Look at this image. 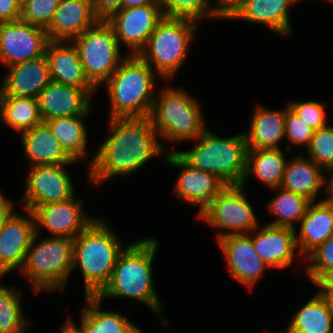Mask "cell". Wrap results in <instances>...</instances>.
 I'll list each match as a JSON object with an SVG mask.
<instances>
[{"label": "cell", "mask_w": 333, "mask_h": 333, "mask_svg": "<svg viewBox=\"0 0 333 333\" xmlns=\"http://www.w3.org/2000/svg\"><path fill=\"white\" fill-rule=\"evenodd\" d=\"M107 139L92 151L88 175L91 185L140 170L155 157L164 158V150L149 117L109 118Z\"/></svg>", "instance_id": "1"}, {"label": "cell", "mask_w": 333, "mask_h": 333, "mask_svg": "<svg viewBox=\"0 0 333 333\" xmlns=\"http://www.w3.org/2000/svg\"><path fill=\"white\" fill-rule=\"evenodd\" d=\"M157 238L146 237L127 244L119 254L111 278L96 296L103 299L127 298L145 304L172 331L153 279V262L159 248Z\"/></svg>", "instance_id": "2"}, {"label": "cell", "mask_w": 333, "mask_h": 333, "mask_svg": "<svg viewBox=\"0 0 333 333\" xmlns=\"http://www.w3.org/2000/svg\"><path fill=\"white\" fill-rule=\"evenodd\" d=\"M117 231L97 217L73 240V271L78 267L84 297H96L108 284L119 254L125 249Z\"/></svg>", "instance_id": "3"}, {"label": "cell", "mask_w": 333, "mask_h": 333, "mask_svg": "<svg viewBox=\"0 0 333 333\" xmlns=\"http://www.w3.org/2000/svg\"><path fill=\"white\" fill-rule=\"evenodd\" d=\"M159 76L138 55H126L103 84L110 101L109 118L149 117Z\"/></svg>", "instance_id": "4"}, {"label": "cell", "mask_w": 333, "mask_h": 333, "mask_svg": "<svg viewBox=\"0 0 333 333\" xmlns=\"http://www.w3.org/2000/svg\"><path fill=\"white\" fill-rule=\"evenodd\" d=\"M164 84L157 89L159 94L156 93L149 118L165 150L163 140L169 143L193 142L207 129V125L200 101L185 88Z\"/></svg>", "instance_id": "5"}, {"label": "cell", "mask_w": 333, "mask_h": 333, "mask_svg": "<svg viewBox=\"0 0 333 333\" xmlns=\"http://www.w3.org/2000/svg\"><path fill=\"white\" fill-rule=\"evenodd\" d=\"M175 151L191 167L215 174L226 185H241L247 170L248 147L244 132L221 137L207 128L188 151Z\"/></svg>", "instance_id": "6"}, {"label": "cell", "mask_w": 333, "mask_h": 333, "mask_svg": "<svg viewBox=\"0 0 333 333\" xmlns=\"http://www.w3.org/2000/svg\"><path fill=\"white\" fill-rule=\"evenodd\" d=\"M40 236L35 233L32 238L21 275L35 294L42 290L63 293L72 275L74 239L57 236L40 239Z\"/></svg>", "instance_id": "7"}, {"label": "cell", "mask_w": 333, "mask_h": 333, "mask_svg": "<svg viewBox=\"0 0 333 333\" xmlns=\"http://www.w3.org/2000/svg\"><path fill=\"white\" fill-rule=\"evenodd\" d=\"M198 24L187 18L165 16L157 24L138 56L159 75L160 81H171L181 70Z\"/></svg>", "instance_id": "8"}, {"label": "cell", "mask_w": 333, "mask_h": 333, "mask_svg": "<svg viewBox=\"0 0 333 333\" xmlns=\"http://www.w3.org/2000/svg\"><path fill=\"white\" fill-rule=\"evenodd\" d=\"M72 42L78 50L86 77L97 89L126 58L121 53L122 46L117 41L113 27L106 20H100Z\"/></svg>", "instance_id": "9"}, {"label": "cell", "mask_w": 333, "mask_h": 333, "mask_svg": "<svg viewBox=\"0 0 333 333\" xmlns=\"http://www.w3.org/2000/svg\"><path fill=\"white\" fill-rule=\"evenodd\" d=\"M242 185H226L196 216L207 225L221 230L216 240L229 235L249 234L259 222Z\"/></svg>", "instance_id": "10"}, {"label": "cell", "mask_w": 333, "mask_h": 333, "mask_svg": "<svg viewBox=\"0 0 333 333\" xmlns=\"http://www.w3.org/2000/svg\"><path fill=\"white\" fill-rule=\"evenodd\" d=\"M69 165L75 164L28 166L25 189L19 202L22 209L31 211L34 207L63 202L76 196L72 176L68 173Z\"/></svg>", "instance_id": "11"}, {"label": "cell", "mask_w": 333, "mask_h": 333, "mask_svg": "<svg viewBox=\"0 0 333 333\" xmlns=\"http://www.w3.org/2000/svg\"><path fill=\"white\" fill-rule=\"evenodd\" d=\"M163 18L161 0H155L150 5L117 10L106 21L113 27L120 46L128 49L126 54L138 55Z\"/></svg>", "instance_id": "12"}, {"label": "cell", "mask_w": 333, "mask_h": 333, "mask_svg": "<svg viewBox=\"0 0 333 333\" xmlns=\"http://www.w3.org/2000/svg\"><path fill=\"white\" fill-rule=\"evenodd\" d=\"M49 39L45 28L17 20L0 23V63L10 67L45 55Z\"/></svg>", "instance_id": "13"}, {"label": "cell", "mask_w": 333, "mask_h": 333, "mask_svg": "<svg viewBox=\"0 0 333 333\" xmlns=\"http://www.w3.org/2000/svg\"><path fill=\"white\" fill-rule=\"evenodd\" d=\"M162 160L168 166L180 169L173 192L181 201L199 207L197 215L226 186L215 174L191 167L175 151L166 152Z\"/></svg>", "instance_id": "14"}, {"label": "cell", "mask_w": 333, "mask_h": 333, "mask_svg": "<svg viewBox=\"0 0 333 333\" xmlns=\"http://www.w3.org/2000/svg\"><path fill=\"white\" fill-rule=\"evenodd\" d=\"M229 277L253 290L263 273L270 267L263 261L252 244L249 234L229 235L218 239Z\"/></svg>", "instance_id": "15"}, {"label": "cell", "mask_w": 333, "mask_h": 333, "mask_svg": "<svg viewBox=\"0 0 333 333\" xmlns=\"http://www.w3.org/2000/svg\"><path fill=\"white\" fill-rule=\"evenodd\" d=\"M82 203L81 199L73 196L63 202L34 207L31 212L35 220V233L40 234L44 228L51 234L49 236L74 239L97 218L85 214Z\"/></svg>", "instance_id": "16"}, {"label": "cell", "mask_w": 333, "mask_h": 333, "mask_svg": "<svg viewBox=\"0 0 333 333\" xmlns=\"http://www.w3.org/2000/svg\"><path fill=\"white\" fill-rule=\"evenodd\" d=\"M14 212L0 229V278L14 270H22L32 238L35 220L30 210Z\"/></svg>", "instance_id": "17"}, {"label": "cell", "mask_w": 333, "mask_h": 333, "mask_svg": "<svg viewBox=\"0 0 333 333\" xmlns=\"http://www.w3.org/2000/svg\"><path fill=\"white\" fill-rule=\"evenodd\" d=\"M96 90L51 81L37 98L43 122L58 117L89 115L93 105L91 98Z\"/></svg>", "instance_id": "18"}, {"label": "cell", "mask_w": 333, "mask_h": 333, "mask_svg": "<svg viewBox=\"0 0 333 333\" xmlns=\"http://www.w3.org/2000/svg\"><path fill=\"white\" fill-rule=\"evenodd\" d=\"M249 235L254 249L270 268L286 269L294 264L296 256H300L297 255L293 228L267 224L256 228Z\"/></svg>", "instance_id": "19"}, {"label": "cell", "mask_w": 333, "mask_h": 333, "mask_svg": "<svg viewBox=\"0 0 333 333\" xmlns=\"http://www.w3.org/2000/svg\"><path fill=\"white\" fill-rule=\"evenodd\" d=\"M99 21L91 0H60L45 30L51 41H72Z\"/></svg>", "instance_id": "20"}, {"label": "cell", "mask_w": 333, "mask_h": 333, "mask_svg": "<svg viewBox=\"0 0 333 333\" xmlns=\"http://www.w3.org/2000/svg\"><path fill=\"white\" fill-rule=\"evenodd\" d=\"M51 81L81 89H97L86 77L72 41L49 40L45 50Z\"/></svg>", "instance_id": "21"}, {"label": "cell", "mask_w": 333, "mask_h": 333, "mask_svg": "<svg viewBox=\"0 0 333 333\" xmlns=\"http://www.w3.org/2000/svg\"><path fill=\"white\" fill-rule=\"evenodd\" d=\"M6 69L8 71L0 85V95L37 99L40 92L51 82L45 55L14 64Z\"/></svg>", "instance_id": "22"}, {"label": "cell", "mask_w": 333, "mask_h": 333, "mask_svg": "<svg viewBox=\"0 0 333 333\" xmlns=\"http://www.w3.org/2000/svg\"><path fill=\"white\" fill-rule=\"evenodd\" d=\"M295 0H246L228 20H244L268 27L277 36L293 32L289 11Z\"/></svg>", "instance_id": "23"}, {"label": "cell", "mask_w": 333, "mask_h": 333, "mask_svg": "<svg viewBox=\"0 0 333 333\" xmlns=\"http://www.w3.org/2000/svg\"><path fill=\"white\" fill-rule=\"evenodd\" d=\"M19 135L29 166L78 164V161L65 151L45 122Z\"/></svg>", "instance_id": "24"}, {"label": "cell", "mask_w": 333, "mask_h": 333, "mask_svg": "<svg viewBox=\"0 0 333 333\" xmlns=\"http://www.w3.org/2000/svg\"><path fill=\"white\" fill-rule=\"evenodd\" d=\"M295 230L298 254L302 260L333 236V210L321 199L309 203L305 215ZM298 230V232H296Z\"/></svg>", "instance_id": "25"}, {"label": "cell", "mask_w": 333, "mask_h": 333, "mask_svg": "<svg viewBox=\"0 0 333 333\" xmlns=\"http://www.w3.org/2000/svg\"><path fill=\"white\" fill-rule=\"evenodd\" d=\"M324 172L304 154L295 155L294 158H288L280 187L302 195L310 202L318 201V195L324 186Z\"/></svg>", "instance_id": "26"}, {"label": "cell", "mask_w": 333, "mask_h": 333, "mask_svg": "<svg viewBox=\"0 0 333 333\" xmlns=\"http://www.w3.org/2000/svg\"><path fill=\"white\" fill-rule=\"evenodd\" d=\"M257 103L252 114L249 129L244 132L248 149L280 148V142L285 140V112L270 109Z\"/></svg>", "instance_id": "27"}, {"label": "cell", "mask_w": 333, "mask_h": 333, "mask_svg": "<svg viewBox=\"0 0 333 333\" xmlns=\"http://www.w3.org/2000/svg\"><path fill=\"white\" fill-rule=\"evenodd\" d=\"M84 309L81 313L79 325L72 320L70 316L67 318L82 333H142L143 330L128 320L120 312L102 310L100 301L97 297H84Z\"/></svg>", "instance_id": "28"}, {"label": "cell", "mask_w": 333, "mask_h": 333, "mask_svg": "<svg viewBox=\"0 0 333 333\" xmlns=\"http://www.w3.org/2000/svg\"><path fill=\"white\" fill-rule=\"evenodd\" d=\"M284 150L283 152L281 148L248 149L247 170L241 185L246 187L248 178L252 175L267 188L280 187L288 161L286 154H289L286 148Z\"/></svg>", "instance_id": "29"}, {"label": "cell", "mask_w": 333, "mask_h": 333, "mask_svg": "<svg viewBox=\"0 0 333 333\" xmlns=\"http://www.w3.org/2000/svg\"><path fill=\"white\" fill-rule=\"evenodd\" d=\"M283 333H333V315L327 299L318 291L296 310Z\"/></svg>", "instance_id": "30"}, {"label": "cell", "mask_w": 333, "mask_h": 333, "mask_svg": "<svg viewBox=\"0 0 333 333\" xmlns=\"http://www.w3.org/2000/svg\"><path fill=\"white\" fill-rule=\"evenodd\" d=\"M86 117L65 116L45 121L65 151L78 162L87 160L90 154L87 147L88 128L84 120Z\"/></svg>", "instance_id": "31"}, {"label": "cell", "mask_w": 333, "mask_h": 333, "mask_svg": "<svg viewBox=\"0 0 333 333\" xmlns=\"http://www.w3.org/2000/svg\"><path fill=\"white\" fill-rule=\"evenodd\" d=\"M42 122L36 98L0 95V124L20 134Z\"/></svg>", "instance_id": "32"}, {"label": "cell", "mask_w": 333, "mask_h": 333, "mask_svg": "<svg viewBox=\"0 0 333 333\" xmlns=\"http://www.w3.org/2000/svg\"><path fill=\"white\" fill-rule=\"evenodd\" d=\"M276 195L268 202L267 211L275 218L268 225L290 227L295 229L305 215L310 201L302 196L281 187L270 189Z\"/></svg>", "instance_id": "33"}, {"label": "cell", "mask_w": 333, "mask_h": 333, "mask_svg": "<svg viewBox=\"0 0 333 333\" xmlns=\"http://www.w3.org/2000/svg\"><path fill=\"white\" fill-rule=\"evenodd\" d=\"M16 289L0 285V333H27L31 324L22 308L21 299L24 295Z\"/></svg>", "instance_id": "34"}, {"label": "cell", "mask_w": 333, "mask_h": 333, "mask_svg": "<svg viewBox=\"0 0 333 333\" xmlns=\"http://www.w3.org/2000/svg\"><path fill=\"white\" fill-rule=\"evenodd\" d=\"M212 3V0H161L165 17L187 18L199 24L206 18L220 20L215 15Z\"/></svg>", "instance_id": "35"}, {"label": "cell", "mask_w": 333, "mask_h": 333, "mask_svg": "<svg viewBox=\"0 0 333 333\" xmlns=\"http://www.w3.org/2000/svg\"><path fill=\"white\" fill-rule=\"evenodd\" d=\"M307 157L325 172L333 171V125L314 131Z\"/></svg>", "instance_id": "36"}, {"label": "cell", "mask_w": 333, "mask_h": 333, "mask_svg": "<svg viewBox=\"0 0 333 333\" xmlns=\"http://www.w3.org/2000/svg\"><path fill=\"white\" fill-rule=\"evenodd\" d=\"M304 272L313 285L326 273L333 271V236L313 250L306 258Z\"/></svg>", "instance_id": "37"}, {"label": "cell", "mask_w": 333, "mask_h": 333, "mask_svg": "<svg viewBox=\"0 0 333 333\" xmlns=\"http://www.w3.org/2000/svg\"><path fill=\"white\" fill-rule=\"evenodd\" d=\"M285 140L288 144L285 147L288 151L294 146L309 147L314 131L301 118H299L289 107L285 112Z\"/></svg>", "instance_id": "38"}, {"label": "cell", "mask_w": 333, "mask_h": 333, "mask_svg": "<svg viewBox=\"0 0 333 333\" xmlns=\"http://www.w3.org/2000/svg\"><path fill=\"white\" fill-rule=\"evenodd\" d=\"M288 107L301 118L313 130H318L328 126L326 106L321 101H296L288 102Z\"/></svg>", "instance_id": "39"}, {"label": "cell", "mask_w": 333, "mask_h": 333, "mask_svg": "<svg viewBox=\"0 0 333 333\" xmlns=\"http://www.w3.org/2000/svg\"><path fill=\"white\" fill-rule=\"evenodd\" d=\"M60 0H30L21 8L20 20L46 28L58 7Z\"/></svg>", "instance_id": "40"}, {"label": "cell", "mask_w": 333, "mask_h": 333, "mask_svg": "<svg viewBox=\"0 0 333 333\" xmlns=\"http://www.w3.org/2000/svg\"><path fill=\"white\" fill-rule=\"evenodd\" d=\"M95 14L100 20H107L121 9V0H91Z\"/></svg>", "instance_id": "41"}, {"label": "cell", "mask_w": 333, "mask_h": 333, "mask_svg": "<svg viewBox=\"0 0 333 333\" xmlns=\"http://www.w3.org/2000/svg\"><path fill=\"white\" fill-rule=\"evenodd\" d=\"M246 0H217L216 5L213 4L215 15L219 19L228 20L235 11L245 2Z\"/></svg>", "instance_id": "42"}, {"label": "cell", "mask_w": 333, "mask_h": 333, "mask_svg": "<svg viewBox=\"0 0 333 333\" xmlns=\"http://www.w3.org/2000/svg\"><path fill=\"white\" fill-rule=\"evenodd\" d=\"M21 7L16 0H0V23L20 20Z\"/></svg>", "instance_id": "43"}, {"label": "cell", "mask_w": 333, "mask_h": 333, "mask_svg": "<svg viewBox=\"0 0 333 333\" xmlns=\"http://www.w3.org/2000/svg\"><path fill=\"white\" fill-rule=\"evenodd\" d=\"M15 201L5 197V195L0 191V229L3 224L10 218V216L15 212Z\"/></svg>", "instance_id": "44"}, {"label": "cell", "mask_w": 333, "mask_h": 333, "mask_svg": "<svg viewBox=\"0 0 333 333\" xmlns=\"http://www.w3.org/2000/svg\"><path fill=\"white\" fill-rule=\"evenodd\" d=\"M314 285L323 296L333 295V271L324 274Z\"/></svg>", "instance_id": "45"}, {"label": "cell", "mask_w": 333, "mask_h": 333, "mask_svg": "<svg viewBox=\"0 0 333 333\" xmlns=\"http://www.w3.org/2000/svg\"><path fill=\"white\" fill-rule=\"evenodd\" d=\"M325 172V177H324V186L323 190L327 194H325L327 197L325 199H321L327 206H329L333 210V171Z\"/></svg>", "instance_id": "46"}, {"label": "cell", "mask_w": 333, "mask_h": 333, "mask_svg": "<svg viewBox=\"0 0 333 333\" xmlns=\"http://www.w3.org/2000/svg\"><path fill=\"white\" fill-rule=\"evenodd\" d=\"M155 0H121V9L150 5Z\"/></svg>", "instance_id": "47"}, {"label": "cell", "mask_w": 333, "mask_h": 333, "mask_svg": "<svg viewBox=\"0 0 333 333\" xmlns=\"http://www.w3.org/2000/svg\"><path fill=\"white\" fill-rule=\"evenodd\" d=\"M61 333H82L69 319L62 324Z\"/></svg>", "instance_id": "48"}, {"label": "cell", "mask_w": 333, "mask_h": 333, "mask_svg": "<svg viewBox=\"0 0 333 333\" xmlns=\"http://www.w3.org/2000/svg\"><path fill=\"white\" fill-rule=\"evenodd\" d=\"M324 297L327 299V301H328V303L330 305V308H331V313L333 315V295L324 296Z\"/></svg>", "instance_id": "49"}, {"label": "cell", "mask_w": 333, "mask_h": 333, "mask_svg": "<svg viewBox=\"0 0 333 333\" xmlns=\"http://www.w3.org/2000/svg\"><path fill=\"white\" fill-rule=\"evenodd\" d=\"M18 5L22 8L24 5H26L30 0H16Z\"/></svg>", "instance_id": "50"}, {"label": "cell", "mask_w": 333, "mask_h": 333, "mask_svg": "<svg viewBox=\"0 0 333 333\" xmlns=\"http://www.w3.org/2000/svg\"><path fill=\"white\" fill-rule=\"evenodd\" d=\"M297 3H299L301 0H295ZM302 1H304V0H302ZM326 2H328V3H332L333 2V0H326Z\"/></svg>", "instance_id": "51"}, {"label": "cell", "mask_w": 333, "mask_h": 333, "mask_svg": "<svg viewBox=\"0 0 333 333\" xmlns=\"http://www.w3.org/2000/svg\"><path fill=\"white\" fill-rule=\"evenodd\" d=\"M264 332H265V333H283V332H281V330L278 331V332H277V331H276V332H271V331H267V330H266V331H264Z\"/></svg>", "instance_id": "52"}]
</instances>
